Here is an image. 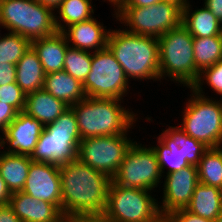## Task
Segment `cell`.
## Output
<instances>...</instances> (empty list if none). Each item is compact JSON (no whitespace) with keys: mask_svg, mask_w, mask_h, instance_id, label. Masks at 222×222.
<instances>
[{"mask_svg":"<svg viewBox=\"0 0 222 222\" xmlns=\"http://www.w3.org/2000/svg\"><path fill=\"white\" fill-rule=\"evenodd\" d=\"M92 4V0H63L54 11L56 12L54 14L57 31L63 32L73 24L93 18L95 12L93 6H95V4Z\"/></svg>","mask_w":222,"mask_h":222,"instance_id":"obj_26","label":"cell"},{"mask_svg":"<svg viewBox=\"0 0 222 222\" xmlns=\"http://www.w3.org/2000/svg\"><path fill=\"white\" fill-rule=\"evenodd\" d=\"M0 222H23L9 204L0 205Z\"/></svg>","mask_w":222,"mask_h":222,"instance_id":"obj_37","label":"cell"},{"mask_svg":"<svg viewBox=\"0 0 222 222\" xmlns=\"http://www.w3.org/2000/svg\"><path fill=\"white\" fill-rule=\"evenodd\" d=\"M168 217L173 222H214L193 214L189 212L186 208L175 210L170 215H168Z\"/></svg>","mask_w":222,"mask_h":222,"instance_id":"obj_34","label":"cell"},{"mask_svg":"<svg viewBox=\"0 0 222 222\" xmlns=\"http://www.w3.org/2000/svg\"><path fill=\"white\" fill-rule=\"evenodd\" d=\"M157 140L151 148L156 154L162 176L168 173L180 171L181 169L190 166L188 161L184 159V154L174 141L162 130L158 136H154ZM168 166V167H167ZM166 169V170H165Z\"/></svg>","mask_w":222,"mask_h":222,"instance_id":"obj_25","label":"cell"},{"mask_svg":"<svg viewBox=\"0 0 222 222\" xmlns=\"http://www.w3.org/2000/svg\"><path fill=\"white\" fill-rule=\"evenodd\" d=\"M55 12L36 0H1L3 29L26 37L30 42L54 35Z\"/></svg>","mask_w":222,"mask_h":222,"instance_id":"obj_7","label":"cell"},{"mask_svg":"<svg viewBox=\"0 0 222 222\" xmlns=\"http://www.w3.org/2000/svg\"><path fill=\"white\" fill-rule=\"evenodd\" d=\"M81 140L76 115L69 107L53 123L44 126L30 158L36 162L63 165L77 159Z\"/></svg>","mask_w":222,"mask_h":222,"instance_id":"obj_5","label":"cell"},{"mask_svg":"<svg viewBox=\"0 0 222 222\" xmlns=\"http://www.w3.org/2000/svg\"><path fill=\"white\" fill-rule=\"evenodd\" d=\"M69 106L63 101L39 89L26 96L24 112L40 121L44 126L53 123Z\"/></svg>","mask_w":222,"mask_h":222,"instance_id":"obj_19","label":"cell"},{"mask_svg":"<svg viewBox=\"0 0 222 222\" xmlns=\"http://www.w3.org/2000/svg\"><path fill=\"white\" fill-rule=\"evenodd\" d=\"M110 30H107V26L94 16L87 21L67 27L62 33L70 47L96 52L107 47Z\"/></svg>","mask_w":222,"mask_h":222,"instance_id":"obj_16","label":"cell"},{"mask_svg":"<svg viewBox=\"0 0 222 222\" xmlns=\"http://www.w3.org/2000/svg\"><path fill=\"white\" fill-rule=\"evenodd\" d=\"M126 134L88 137L79 142L77 158L111 179L117 173L134 138Z\"/></svg>","mask_w":222,"mask_h":222,"instance_id":"obj_12","label":"cell"},{"mask_svg":"<svg viewBox=\"0 0 222 222\" xmlns=\"http://www.w3.org/2000/svg\"><path fill=\"white\" fill-rule=\"evenodd\" d=\"M26 96L16 82L0 86V102L13 106L18 112L24 111Z\"/></svg>","mask_w":222,"mask_h":222,"instance_id":"obj_33","label":"cell"},{"mask_svg":"<svg viewBox=\"0 0 222 222\" xmlns=\"http://www.w3.org/2000/svg\"><path fill=\"white\" fill-rule=\"evenodd\" d=\"M162 0H125L120 7H148Z\"/></svg>","mask_w":222,"mask_h":222,"instance_id":"obj_39","label":"cell"},{"mask_svg":"<svg viewBox=\"0 0 222 222\" xmlns=\"http://www.w3.org/2000/svg\"><path fill=\"white\" fill-rule=\"evenodd\" d=\"M78 222H113L105 215H81L78 216Z\"/></svg>","mask_w":222,"mask_h":222,"instance_id":"obj_41","label":"cell"},{"mask_svg":"<svg viewBox=\"0 0 222 222\" xmlns=\"http://www.w3.org/2000/svg\"><path fill=\"white\" fill-rule=\"evenodd\" d=\"M197 169L200 183L222 189V147L209 148L203 154Z\"/></svg>","mask_w":222,"mask_h":222,"instance_id":"obj_28","label":"cell"},{"mask_svg":"<svg viewBox=\"0 0 222 222\" xmlns=\"http://www.w3.org/2000/svg\"><path fill=\"white\" fill-rule=\"evenodd\" d=\"M58 222H78V216L76 217L63 216Z\"/></svg>","mask_w":222,"mask_h":222,"instance_id":"obj_44","label":"cell"},{"mask_svg":"<svg viewBox=\"0 0 222 222\" xmlns=\"http://www.w3.org/2000/svg\"><path fill=\"white\" fill-rule=\"evenodd\" d=\"M189 1L182 9V25L193 37H210L222 34L221 22L203 4L201 8H192ZM194 9V10H193Z\"/></svg>","mask_w":222,"mask_h":222,"instance_id":"obj_20","label":"cell"},{"mask_svg":"<svg viewBox=\"0 0 222 222\" xmlns=\"http://www.w3.org/2000/svg\"><path fill=\"white\" fill-rule=\"evenodd\" d=\"M130 83L108 47L92 52L91 69L83 83L86 97L126 100Z\"/></svg>","mask_w":222,"mask_h":222,"instance_id":"obj_10","label":"cell"},{"mask_svg":"<svg viewBox=\"0 0 222 222\" xmlns=\"http://www.w3.org/2000/svg\"><path fill=\"white\" fill-rule=\"evenodd\" d=\"M207 84L213 93L220 96L219 99L222 100V60L217 62L215 65L203 69L196 83L192 86L198 94L202 96H207L208 92L205 93L204 84Z\"/></svg>","mask_w":222,"mask_h":222,"instance_id":"obj_32","label":"cell"},{"mask_svg":"<svg viewBox=\"0 0 222 222\" xmlns=\"http://www.w3.org/2000/svg\"><path fill=\"white\" fill-rule=\"evenodd\" d=\"M16 82V65L0 63V86Z\"/></svg>","mask_w":222,"mask_h":222,"instance_id":"obj_36","label":"cell"},{"mask_svg":"<svg viewBox=\"0 0 222 222\" xmlns=\"http://www.w3.org/2000/svg\"><path fill=\"white\" fill-rule=\"evenodd\" d=\"M43 89L69 107L86 97L83 84L65 70L46 74Z\"/></svg>","mask_w":222,"mask_h":222,"instance_id":"obj_21","label":"cell"},{"mask_svg":"<svg viewBox=\"0 0 222 222\" xmlns=\"http://www.w3.org/2000/svg\"><path fill=\"white\" fill-rule=\"evenodd\" d=\"M162 1H169V2H173L177 5H179L182 9L184 8V6L190 1V0H162Z\"/></svg>","mask_w":222,"mask_h":222,"instance_id":"obj_45","label":"cell"},{"mask_svg":"<svg viewBox=\"0 0 222 222\" xmlns=\"http://www.w3.org/2000/svg\"><path fill=\"white\" fill-rule=\"evenodd\" d=\"M214 222H222V212L220 215L214 220Z\"/></svg>","mask_w":222,"mask_h":222,"instance_id":"obj_47","label":"cell"},{"mask_svg":"<svg viewBox=\"0 0 222 222\" xmlns=\"http://www.w3.org/2000/svg\"><path fill=\"white\" fill-rule=\"evenodd\" d=\"M11 194L12 193L9 191L7 184L0 175V205L8 204Z\"/></svg>","mask_w":222,"mask_h":222,"instance_id":"obj_40","label":"cell"},{"mask_svg":"<svg viewBox=\"0 0 222 222\" xmlns=\"http://www.w3.org/2000/svg\"><path fill=\"white\" fill-rule=\"evenodd\" d=\"M186 209L214 221L222 212V189L199 182Z\"/></svg>","mask_w":222,"mask_h":222,"instance_id":"obj_23","label":"cell"},{"mask_svg":"<svg viewBox=\"0 0 222 222\" xmlns=\"http://www.w3.org/2000/svg\"><path fill=\"white\" fill-rule=\"evenodd\" d=\"M196 71L200 72L222 60V34L210 37H193Z\"/></svg>","mask_w":222,"mask_h":222,"instance_id":"obj_27","label":"cell"},{"mask_svg":"<svg viewBox=\"0 0 222 222\" xmlns=\"http://www.w3.org/2000/svg\"><path fill=\"white\" fill-rule=\"evenodd\" d=\"M124 100L85 97L73 104L81 139L88 137L126 134L136 126L137 114L124 106ZM139 117V118H138ZM131 129V130H130Z\"/></svg>","mask_w":222,"mask_h":222,"instance_id":"obj_2","label":"cell"},{"mask_svg":"<svg viewBox=\"0 0 222 222\" xmlns=\"http://www.w3.org/2000/svg\"><path fill=\"white\" fill-rule=\"evenodd\" d=\"M152 193L111 181L104 215L113 222H155L162 215L156 195Z\"/></svg>","mask_w":222,"mask_h":222,"instance_id":"obj_9","label":"cell"},{"mask_svg":"<svg viewBox=\"0 0 222 222\" xmlns=\"http://www.w3.org/2000/svg\"><path fill=\"white\" fill-rule=\"evenodd\" d=\"M8 204L23 222H58L63 217L54 204L35 199L22 191L12 193Z\"/></svg>","mask_w":222,"mask_h":222,"instance_id":"obj_17","label":"cell"},{"mask_svg":"<svg viewBox=\"0 0 222 222\" xmlns=\"http://www.w3.org/2000/svg\"><path fill=\"white\" fill-rule=\"evenodd\" d=\"M159 75L161 80L192 88L199 78L193 51V36L181 24L158 38ZM169 79V80H168Z\"/></svg>","mask_w":222,"mask_h":222,"instance_id":"obj_4","label":"cell"},{"mask_svg":"<svg viewBox=\"0 0 222 222\" xmlns=\"http://www.w3.org/2000/svg\"><path fill=\"white\" fill-rule=\"evenodd\" d=\"M2 27H3V26H2V24H1V22H0V29H2ZM0 32H1V30H0ZM0 35H1V33H0Z\"/></svg>","mask_w":222,"mask_h":222,"instance_id":"obj_48","label":"cell"},{"mask_svg":"<svg viewBox=\"0 0 222 222\" xmlns=\"http://www.w3.org/2000/svg\"><path fill=\"white\" fill-rule=\"evenodd\" d=\"M43 129L44 125L40 121L20 111L0 134V150L31 156Z\"/></svg>","mask_w":222,"mask_h":222,"instance_id":"obj_14","label":"cell"},{"mask_svg":"<svg viewBox=\"0 0 222 222\" xmlns=\"http://www.w3.org/2000/svg\"><path fill=\"white\" fill-rule=\"evenodd\" d=\"M127 32L159 38L182 24V8L169 1L148 7H119L113 12Z\"/></svg>","mask_w":222,"mask_h":222,"instance_id":"obj_8","label":"cell"},{"mask_svg":"<svg viewBox=\"0 0 222 222\" xmlns=\"http://www.w3.org/2000/svg\"><path fill=\"white\" fill-rule=\"evenodd\" d=\"M188 89L190 98L184 102L186 106L181 111L182 122L178 127L209 148L222 147V100Z\"/></svg>","mask_w":222,"mask_h":222,"instance_id":"obj_6","label":"cell"},{"mask_svg":"<svg viewBox=\"0 0 222 222\" xmlns=\"http://www.w3.org/2000/svg\"><path fill=\"white\" fill-rule=\"evenodd\" d=\"M163 131L174 141L179 150H182L184 159L188 161L190 165L197 166L201 160L203 154L209 149L203 142L198 141L191 136L187 135L178 126H166Z\"/></svg>","mask_w":222,"mask_h":222,"instance_id":"obj_29","label":"cell"},{"mask_svg":"<svg viewBox=\"0 0 222 222\" xmlns=\"http://www.w3.org/2000/svg\"><path fill=\"white\" fill-rule=\"evenodd\" d=\"M18 111L11 105L0 102V133L14 120Z\"/></svg>","mask_w":222,"mask_h":222,"instance_id":"obj_35","label":"cell"},{"mask_svg":"<svg viewBox=\"0 0 222 222\" xmlns=\"http://www.w3.org/2000/svg\"><path fill=\"white\" fill-rule=\"evenodd\" d=\"M36 1L55 11L63 0H36Z\"/></svg>","mask_w":222,"mask_h":222,"instance_id":"obj_42","label":"cell"},{"mask_svg":"<svg viewBox=\"0 0 222 222\" xmlns=\"http://www.w3.org/2000/svg\"><path fill=\"white\" fill-rule=\"evenodd\" d=\"M155 222H168V216H161L157 221Z\"/></svg>","mask_w":222,"mask_h":222,"instance_id":"obj_46","label":"cell"},{"mask_svg":"<svg viewBox=\"0 0 222 222\" xmlns=\"http://www.w3.org/2000/svg\"><path fill=\"white\" fill-rule=\"evenodd\" d=\"M68 42L62 32L31 41V47L37 53L45 74L63 70Z\"/></svg>","mask_w":222,"mask_h":222,"instance_id":"obj_18","label":"cell"},{"mask_svg":"<svg viewBox=\"0 0 222 222\" xmlns=\"http://www.w3.org/2000/svg\"><path fill=\"white\" fill-rule=\"evenodd\" d=\"M22 192L35 199L52 203L61 211L60 166L32 161Z\"/></svg>","mask_w":222,"mask_h":222,"instance_id":"obj_15","label":"cell"},{"mask_svg":"<svg viewBox=\"0 0 222 222\" xmlns=\"http://www.w3.org/2000/svg\"><path fill=\"white\" fill-rule=\"evenodd\" d=\"M107 47L129 81H160L158 38L130 33L121 26L110 30Z\"/></svg>","mask_w":222,"mask_h":222,"instance_id":"obj_3","label":"cell"},{"mask_svg":"<svg viewBox=\"0 0 222 222\" xmlns=\"http://www.w3.org/2000/svg\"><path fill=\"white\" fill-rule=\"evenodd\" d=\"M92 65V52L68 46L63 70L82 84L86 80Z\"/></svg>","mask_w":222,"mask_h":222,"instance_id":"obj_31","label":"cell"},{"mask_svg":"<svg viewBox=\"0 0 222 222\" xmlns=\"http://www.w3.org/2000/svg\"><path fill=\"white\" fill-rule=\"evenodd\" d=\"M63 216L104 215L112 179L80 159L60 165Z\"/></svg>","mask_w":222,"mask_h":222,"instance_id":"obj_1","label":"cell"},{"mask_svg":"<svg viewBox=\"0 0 222 222\" xmlns=\"http://www.w3.org/2000/svg\"><path fill=\"white\" fill-rule=\"evenodd\" d=\"M162 199L159 210L162 216H168L173 211L185 209L191 201L193 192L199 183L198 169L190 165L173 173L163 176Z\"/></svg>","mask_w":222,"mask_h":222,"instance_id":"obj_13","label":"cell"},{"mask_svg":"<svg viewBox=\"0 0 222 222\" xmlns=\"http://www.w3.org/2000/svg\"><path fill=\"white\" fill-rule=\"evenodd\" d=\"M162 179L158 159L151 146L134 141L112 181L119 186L156 191L158 186L160 190Z\"/></svg>","mask_w":222,"mask_h":222,"instance_id":"obj_11","label":"cell"},{"mask_svg":"<svg viewBox=\"0 0 222 222\" xmlns=\"http://www.w3.org/2000/svg\"><path fill=\"white\" fill-rule=\"evenodd\" d=\"M31 163L28 155L4 153L0 150V175L11 193L23 190Z\"/></svg>","mask_w":222,"mask_h":222,"instance_id":"obj_24","label":"cell"},{"mask_svg":"<svg viewBox=\"0 0 222 222\" xmlns=\"http://www.w3.org/2000/svg\"><path fill=\"white\" fill-rule=\"evenodd\" d=\"M31 42L24 36L7 32L0 35V63L16 65L30 48Z\"/></svg>","mask_w":222,"mask_h":222,"instance_id":"obj_30","label":"cell"},{"mask_svg":"<svg viewBox=\"0 0 222 222\" xmlns=\"http://www.w3.org/2000/svg\"><path fill=\"white\" fill-rule=\"evenodd\" d=\"M104 1L107 3L110 2L108 5L110 4V6L113 7L112 9L117 10L125 0H103V2Z\"/></svg>","mask_w":222,"mask_h":222,"instance_id":"obj_43","label":"cell"},{"mask_svg":"<svg viewBox=\"0 0 222 222\" xmlns=\"http://www.w3.org/2000/svg\"><path fill=\"white\" fill-rule=\"evenodd\" d=\"M45 72L37 53L30 48L16 64V83L27 95L43 89Z\"/></svg>","mask_w":222,"mask_h":222,"instance_id":"obj_22","label":"cell"},{"mask_svg":"<svg viewBox=\"0 0 222 222\" xmlns=\"http://www.w3.org/2000/svg\"><path fill=\"white\" fill-rule=\"evenodd\" d=\"M203 2L222 24V0H204Z\"/></svg>","mask_w":222,"mask_h":222,"instance_id":"obj_38","label":"cell"}]
</instances>
